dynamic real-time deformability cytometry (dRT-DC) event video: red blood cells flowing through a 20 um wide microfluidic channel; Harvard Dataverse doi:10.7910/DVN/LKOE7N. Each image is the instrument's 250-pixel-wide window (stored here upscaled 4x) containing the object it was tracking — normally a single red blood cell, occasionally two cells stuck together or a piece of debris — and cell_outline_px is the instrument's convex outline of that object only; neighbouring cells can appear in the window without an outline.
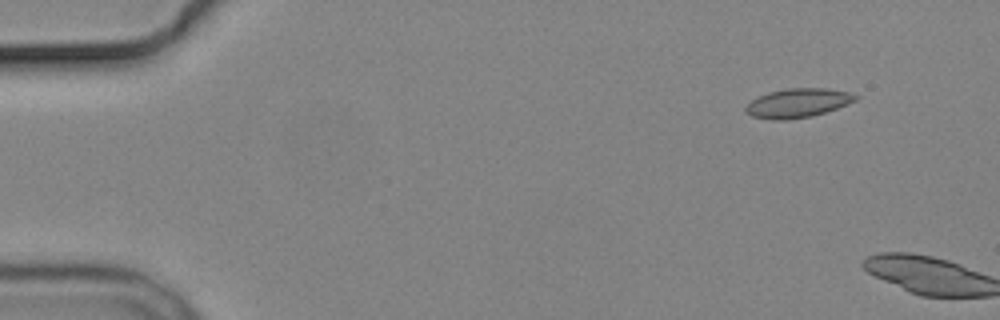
{"species": "common noctule bat (a hibernating species)", "species_latin": "Nyctalus noctula", "temperature_condition": "cold", "stored_images_in_passage": 3, "camera_frame_rate_fps": 3000, "um_per_image_px": 0.085, "animal": {"sex": "male", "body_mass_g": 19.2, "forearm_length_mm": 51.8}, "frame": {"image": 1, "passage_image": 2, "time_ms": 1.0, "image_size_px": [1000, 320], "cell_outline_px": [[860, 96], [856, 100], [848, 104], [812, 116], [784, 120], [772, 120], [752, 116], [744, 112], [744, 108], [756, 96], [768, 92], [788, 88], [828, 88], [848, 92]], "centroid_in_image_um": [67.79, 8.75], "position_along_channel_um": 17.2, "area_um2": 18.67}}